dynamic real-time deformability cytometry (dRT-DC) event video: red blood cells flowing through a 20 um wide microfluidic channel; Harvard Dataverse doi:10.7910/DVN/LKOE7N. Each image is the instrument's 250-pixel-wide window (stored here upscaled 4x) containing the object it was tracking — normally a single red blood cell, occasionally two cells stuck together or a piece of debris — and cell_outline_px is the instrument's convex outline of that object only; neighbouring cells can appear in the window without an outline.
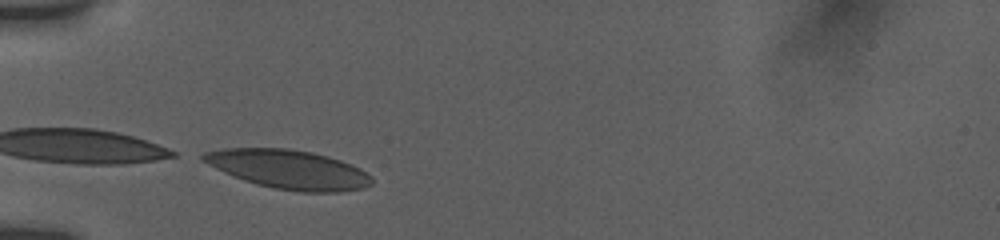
{"species": "human", "species_latin": "Homo sapiens", "temperature_condition": "room temperature", "stored_images_in_passage": 9, "camera_frame_rate_fps": 3000, "um_per_image_px": 0.085, "donor": {"sex": "female"}, "frame": {"image": 1, "passage_image": 1, "time_ms": 0.0, "image_size_px": [1000, 240], "cell_outline_px": [[372, 184], [364, 188], [340, 192], [300, 192], [272, 188], [256, 184], [244, 180], [224, 172], [200, 160], [200, 156], [204, 152], [224, 148], [288, 148], [312, 152], [328, 156], [352, 164], [360, 168], [372, 176]], "centroid_in_image_um": [24.55, 14.39], "position_along_channel_um": 60.5, "area_um2": 38.49}}
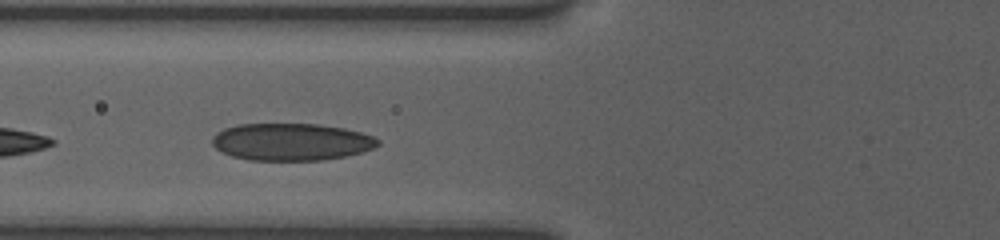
{"frame": {"image": 2, "passage_image": 5, "time_ms": 1.333, "image_size_px": [1000, 240], "cell_outline_px": [[380, 144], [372, 148], [360, 152], [344, 156], [320, 160], [248, 160], [232, 156], [216, 148], [212, 144], [212, 136], [216, 132], [224, 128], [236, 124], [320, 124], [344, 128], [360, 132], [372, 136], [380, 140]], "centroid_in_image_um": [24.73, 12.05], "position_along_channel_um": 101.1, "area_um2": 35.89}}